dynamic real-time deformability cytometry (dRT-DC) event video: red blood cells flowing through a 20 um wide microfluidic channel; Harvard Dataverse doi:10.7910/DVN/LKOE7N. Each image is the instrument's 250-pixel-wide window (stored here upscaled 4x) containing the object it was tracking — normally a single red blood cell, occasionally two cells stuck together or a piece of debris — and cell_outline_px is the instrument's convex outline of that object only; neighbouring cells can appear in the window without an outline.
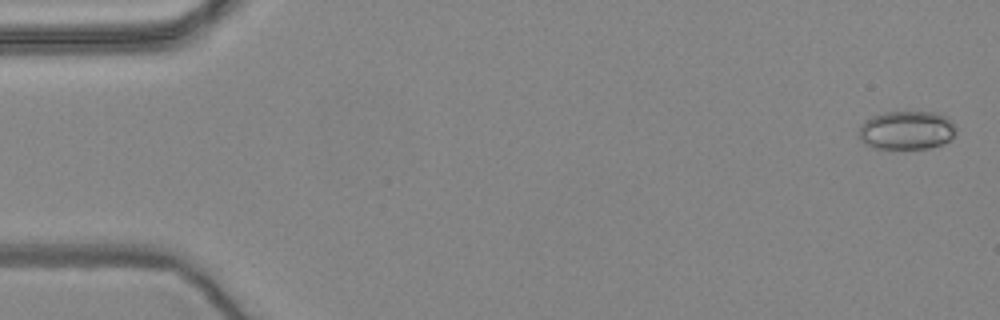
{"species": "common noctule bat (a hibernating species)", "species_latin": "Nyctalus noctula", "temperature_condition": "warm", "stored_images_in_passage": 57, "camera_frame_rate_fps": 3000, "um_per_image_px": 0.085, "animal": {"sex": "female", "body_mass_g": 24.6, "forearm_length_mm": 56.2}, "frame": {"image": 1, "passage_image": 2, "time_ms": 0.333, "image_size_px": [1000, 320], "cell_outline_px": [[956, 132], [948, 140], [940, 144], [928, 148], [872, 148], [864, 144], [860, 140], [860, 124], [864, 120], [872, 116], [884, 112], [936, 112], [952, 120]], "centroid_in_image_um": [77.03, 11.06], "position_along_channel_um": 8.0, "area_um2": 21.79}}
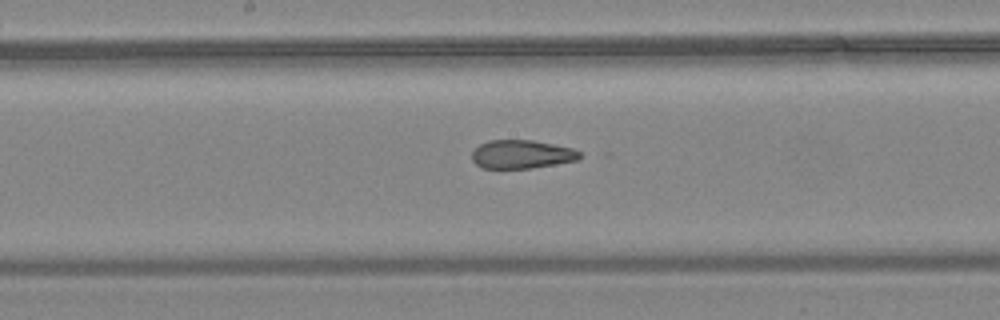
{"frame": {"image": 2, "passage_image": 30, "time_ms": 9.667, "image_size_px": [1000, 320], "cell_outline_px": [[588, 156], [580, 160], [532, 168], [480, 168], [472, 160], [472, 152], [480, 144], [488, 140], [532, 140], [572, 148]], "centroid_in_image_um": [44.4, 13.12], "position_along_channel_um": 203.8, "area_um2": 18.15}}
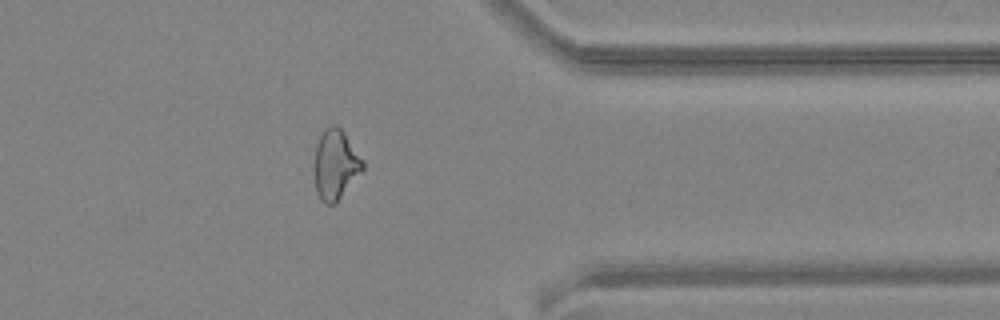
{"frame": {"image": 3, "passage_image": 46, "time_ms": 15.0, "image_size_px": [1000, 320], "cell_outline_px": [[364, 168], [336, 204], [324, 204], [320, 200], [316, 192], [312, 168], [316, 144], [324, 128], [332, 124], [336, 124], [344, 132], [364, 160]], "centroid_in_image_um": [28.48, 14.0], "position_along_channel_um": 382.9, "area_um2": 20.29}, "authors_computed_cell_mechanics": {"area_um2": 20.519, "velocity_mm_per_s": 3.6292, "shape_relaxation_time_tau1_ms": null, "shape_relaxation_time_tau2_ms": 1.9544, "deformation_change_tau1": null, "deformation_change_tau2": 0.0908}}